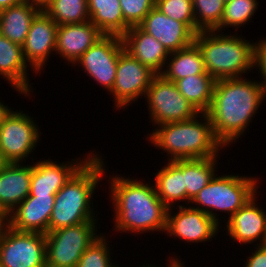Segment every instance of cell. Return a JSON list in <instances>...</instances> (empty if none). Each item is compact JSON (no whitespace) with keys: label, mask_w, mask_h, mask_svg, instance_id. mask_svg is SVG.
Listing matches in <instances>:
<instances>
[{"label":"cell","mask_w":266,"mask_h":267,"mask_svg":"<svg viewBox=\"0 0 266 267\" xmlns=\"http://www.w3.org/2000/svg\"><path fill=\"white\" fill-rule=\"evenodd\" d=\"M265 100V89L259 80L242 77L215 81L206 114L224 147H232L231 144L243 136Z\"/></svg>","instance_id":"obj_1"},{"label":"cell","mask_w":266,"mask_h":267,"mask_svg":"<svg viewBox=\"0 0 266 267\" xmlns=\"http://www.w3.org/2000/svg\"><path fill=\"white\" fill-rule=\"evenodd\" d=\"M108 179L115 232L165 233L168 207L158 197L154 184L114 173Z\"/></svg>","instance_id":"obj_2"},{"label":"cell","mask_w":266,"mask_h":267,"mask_svg":"<svg viewBox=\"0 0 266 267\" xmlns=\"http://www.w3.org/2000/svg\"><path fill=\"white\" fill-rule=\"evenodd\" d=\"M104 163L102 154L95 152L55 194L48 232L97 221L92 199L100 180L106 176L108 169Z\"/></svg>","instance_id":"obj_3"},{"label":"cell","mask_w":266,"mask_h":267,"mask_svg":"<svg viewBox=\"0 0 266 267\" xmlns=\"http://www.w3.org/2000/svg\"><path fill=\"white\" fill-rule=\"evenodd\" d=\"M148 135L151 145L167 153V161L216 157L220 156V150L226 149L216 138L206 113H199L189 120L155 126Z\"/></svg>","instance_id":"obj_4"},{"label":"cell","mask_w":266,"mask_h":267,"mask_svg":"<svg viewBox=\"0 0 266 267\" xmlns=\"http://www.w3.org/2000/svg\"><path fill=\"white\" fill-rule=\"evenodd\" d=\"M222 33L199 31L195 35L194 42L202 53L206 72L215 80H221L242 78L254 71L255 42L243 39L244 36Z\"/></svg>","instance_id":"obj_5"},{"label":"cell","mask_w":266,"mask_h":267,"mask_svg":"<svg viewBox=\"0 0 266 267\" xmlns=\"http://www.w3.org/2000/svg\"><path fill=\"white\" fill-rule=\"evenodd\" d=\"M259 178L233 174L215 175L193 198L191 205L205 212L219 225L220 213H228L229 219L238 209L244 206L255 194L259 193ZM218 214V215H217Z\"/></svg>","instance_id":"obj_6"},{"label":"cell","mask_w":266,"mask_h":267,"mask_svg":"<svg viewBox=\"0 0 266 267\" xmlns=\"http://www.w3.org/2000/svg\"><path fill=\"white\" fill-rule=\"evenodd\" d=\"M97 222L88 221L47 232L46 267H77L85 250L100 236Z\"/></svg>","instance_id":"obj_7"},{"label":"cell","mask_w":266,"mask_h":267,"mask_svg":"<svg viewBox=\"0 0 266 267\" xmlns=\"http://www.w3.org/2000/svg\"><path fill=\"white\" fill-rule=\"evenodd\" d=\"M145 97L153 128L166 123L189 120L199 114L181 95L176 84L161 74L153 78Z\"/></svg>","instance_id":"obj_8"},{"label":"cell","mask_w":266,"mask_h":267,"mask_svg":"<svg viewBox=\"0 0 266 267\" xmlns=\"http://www.w3.org/2000/svg\"><path fill=\"white\" fill-rule=\"evenodd\" d=\"M45 256V234L4 226L0 233V267H46Z\"/></svg>","instance_id":"obj_9"},{"label":"cell","mask_w":266,"mask_h":267,"mask_svg":"<svg viewBox=\"0 0 266 267\" xmlns=\"http://www.w3.org/2000/svg\"><path fill=\"white\" fill-rule=\"evenodd\" d=\"M33 118L13 109L0 125V149L9 163H23L39 145L40 127Z\"/></svg>","instance_id":"obj_10"},{"label":"cell","mask_w":266,"mask_h":267,"mask_svg":"<svg viewBox=\"0 0 266 267\" xmlns=\"http://www.w3.org/2000/svg\"><path fill=\"white\" fill-rule=\"evenodd\" d=\"M157 74L123 50L118 58L115 83L112 90L114 109L127 108L139 98H145L153 78ZM120 108V109H119Z\"/></svg>","instance_id":"obj_11"},{"label":"cell","mask_w":266,"mask_h":267,"mask_svg":"<svg viewBox=\"0 0 266 267\" xmlns=\"http://www.w3.org/2000/svg\"><path fill=\"white\" fill-rule=\"evenodd\" d=\"M124 50L122 38L104 35L93 44L74 64L87 73L99 86L110 92L115 83L118 58Z\"/></svg>","instance_id":"obj_12"},{"label":"cell","mask_w":266,"mask_h":267,"mask_svg":"<svg viewBox=\"0 0 266 267\" xmlns=\"http://www.w3.org/2000/svg\"><path fill=\"white\" fill-rule=\"evenodd\" d=\"M178 208V209H177ZM168 208L165 234L186 243H206L218 235L220 226L209 215L192 206L180 205ZM173 213V214H172ZM177 237V238H176ZM211 239V240H210Z\"/></svg>","instance_id":"obj_13"},{"label":"cell","mask_w":266,"mask_h":267,"mask_svg":"<svg viewBox=\"0 0 266 267\" xmlns=\"http://www.w3.org/2000/svg\"><path fill=\"white\" fill-rule=\"evenodd\" d=\"M58 25L41 10L32 20L25 43L22 45L23 56L32 73L42 72L55 53ZM48 60V61H47Z\"/></svg>","instance_id":"obj_14"},{"label":"cell","mask_w":266,"mask_h":267,"mask_svg":"<svg viewBox=\"0 0 266 267\" xmlns=\"http://www.w3.org/2000/svg\"><path fill=\"white\" fill-rule=\"evenodd\" d=\"M90 151L87 156L76 158L66 163L46 159L32 164L30 192L28 196H55L70 177L95 153Z\"/></svg>","instance_id":"obj_15"},{"label":"cell","mask_w":266,"mask_h":267,"mask_svg":"<svg viewBox=\"0 0 266 267\" xmlns=\"http://www.w3.org/2000/svg\"><path fill=\"white\" fill-rule=\"evenodd\" d=\"M257 196L255 194L228 220H225L226 236H229L234 242L245 245L258 242L253 245H266V212L263 207L259 208L261 205L257 203Z\"/></svg>","instance_id":"obj_16"},{"label":"cell","mask_w":266,"mask_h":267,"mask_svg":"<svg viewBox=\"0 0 266 267\" xmlns=\"http://www.w3.org/2000/svg\"><path fill=\"white\" fill-rule=\"evenodd\" d=\"M138 27L158 40L168 53L191 45L195 38V34L184 23L167 17L155 6Z\"/></svg>","instance_id":"obj_17"},{"label":"cell","mask_w":266,"mask_h":267,"mask_svg":"<svg viewBox=\"0 0 266 267\" xmlns=\"http://www.w3.org/2000/svg\"><path fill=\"white\" fill-rule=\"evenodd\" d=\"M55 196H27L8 216L7 225L21 232L46 234Z\"/></svg>","instance_id":"obj_18"},{"label":"cell","mask_w":266,"mask_h":267,"mask_svg":"<svg viewBox=\"0 0 266 267\" xmlns=\"http://www.w3.org/2000/svg\"><path fill=\"white\" fill-rule=\"evenodd\" d=\"M104 35L90 20L79 24L59 25L55 54L74 67L77 60Z\"/></svg>","instance_id":"obj_19"},{"label":"cell","mask_w":266,"mask_h":267,"mask_svg":"<svg viewBox=\"0 0 266 267\" xmlns=\"http://www.w3.org/2000/svg\"><path fill=\"white\" fill-rule=\"evenodd\" d=\"M28 67L22 46L0 34V76L11 85L12 90L29 99L33 94V83H30Z\"/></svg>","instance_id":"obj_20"},{"label":"cell","mask_w":266,"mask_h":267,"mask_svg":"<svg viewBox=\"0 0 266 267\" xmlns=\"http://www.w3.org/2000/svg\"><path fill=\"white\" fill-rule=\"evenodd\" d=\"M31 174L32 163H8L0 171V211L5 216L29 195Z\"/></svg>","instance_id":"obj_21"},{"label":"cell","mask_w":266,"mask_h":267,"mask_svg":"<svg viewBox=\"0 0 266 267\" xmlns=\"http://www.w3.org/2000/svg\"><path fill=\"white\" fill-rule=\"evenodd\" d=\"M124 50L156 74H161L169 53L153 36L138 26L131 27L122 37Z\"/></svg>","instance_id":"obj_22"},{"label":"cell","mask_w":266,"mask_h":267,"mask_svg":"<svg viewBox=\"0 0 266 267\" xmlns=\"http://www.w3.org/2000/svg\"><path fill=\"white\" fill-rule=\"evenodd\" d=\"M41 10L39 6L24 1L1 10L0 34L22 46L32 20Z\"/></svg>","instance_id":"obj_23"},{"label":"cell","mask_w":266,"mask_h":267,"mask_svg":"<svg viewBox=\"0 0 266 267\" xmlns=\"http://www.w3.org/2000/svg\"><path fill=\"white\" fill-rule=\"evenodd\" d=\"M165 165L155 173L153 179L156 193L160 200L168 207L182 205L187 202V191L184 172L173 162L166 161ZM180 201V202H179ZM179 202V203H178Z\"/></svg>","instance_id":"obj_24"},{"label":"cell","mask_w":266,"mask_h":267,"mask_svg":"<svg viewBox=\"0 0 266 267\" xmlns=\"http://www.w3.org/2000/svg\"><path fill=\"white\" fill-rule=\"evenodd\" d=\"M90 21L105 35L122 37L131 27L124 21L119 0H87Z\"/></svg>","instance_id":"obj_25"},{"label":"cell","mask_w":266,"mask_h":267,"mask_svg":"<svg viewBox=\"0 0 266 267\" xmlns=\"http://www.w3.org/2000/svg\"><path fill=\"white\" fill-rule=\"evenodd\" d=\"M206 72L202 53L195 42L191 45L169 53L166 65L161 75L172 82Z\"/></svg>","instance_id":"obj_26"},{"label":"cell","mask_w":266,"mask_h":267,"mask_svg":"<svg viewBox=\"0 0 266 267\" xmlns=\"http://www.w3.org/2000/svg\"><path fill=\"white\" fill-rule=\"evenodd\" d=\"M174 160L173 162L184 172V181L187 191V205L216 175L218 170L217 158Z\"/></svg>","instance_id":"obj_27"},{"label":"cell","mask_w":266,"mask_h":267,"mask_svg":"<svg viewBox=\"0 0 266 267\" xmlns=\"http://www.w3.org/2000/svg\"><path fill=\"white\" fill-rule=\"evenodd\" d=\"M215 79L207 72L191 75L175 82L181 95L199 112L206 113L211 105Z\"/></svg>","instance_id":"obj_28"},{"label":"cell","mask_w":266,"mask_h":267,"mask_svg":"<svg viewBox=\"0 0 266 267\" xmlns=\"http://www.w3.org/2000/svg\"><path fill=\"white\" fill-rule=\"evenodd\" d=\"M42 10L56 24H79L90 20L87 0H49Z\"/></svg>","instance_id":"obj_29"},{"label":"cell","mask_w":266,"mask_h":267,"mask_svg":"<svg viewBox=\"0 0 266 267\" xmlns=\"http://www.w3.org/2000/svg\"><path fill=\"white\" fill-rule=\"evenodd\" d=\"M258 6V0H231L225 3L223 17L214 31L222 32L229 27H234V31L239 30L241 26L252 20Z\"/></svg>","instance_id":"obj_30"},{"label":"cell","mask_w":266,"mask_h":267,"mask_svg":"<svg viewBox=\"0 0 266 267\" xmlns=\"http://www.w3.org/2000/svg\"><path fill=\"white\" fill-rule=\"evenodd\" d=\"M195 25L199 31H214L223 17L224 0H192Z\"/></svg>","instance_id":"obj_31"},{"label":"cell","mask_w":266,"mask_h":267,"mask_svg":"<svg viewBox=\"0 0 266 267\" xmlns=\"http://www.w3.org/2000/svg\"><path fill=\"white\" fill-rule=\"evenodd\" d=\"M108 237L104 233L94 240L81 256L77 267H118L119 264L113 263L110 256Z\"/></svg>","instance_id":"obj_32"},{"label":"cell","mask_w":266,"mask_h":267,"mask_svg":"<svg viewBox=\"0 0 266 267\" xmlns=\"http://www.w3.org/2000/svg\"><path fill=\"white\" fill-rule=\"evenodd\" d=\"M155 7L167 17L184 23L195 35L199 32L192 0H155Z\"/></svg>","instance_id":"obj_33"},{"label":"cell","mask_w":266,"mask_h":267,"mask_svg":"<svg viewBox=\"0 0 266 267\" xmlns=\"http://www.w3.org/2000/svg\"><path fill=\"white\" fill-rule=\"evenodd\" d=\"M124 21L130 26H138L155 6V0H119Z\"/></svg>","instance_id":"obj_34"},{"label":"cell","mask_w":266,"mask_h":267,"mask_svg":"<svg viewBox=\"0 0 266 267\" xmlns=\"http://www.w3.org/2000/svg\"><path fill=\"white\" fill-rule=\"evenodd\" d=\"M254 69L260 71L261 75V84L265 89L266 94V38H260L259 41H256L254 44ZM263 78V79H262Z\"/></svg>","instance_id":"obj_35"},{"label":"cell","mask_w":266,"mask_h":267,"mask_svg":"<svg viewBox=\"0 0 266 267\" xmlns=\"http://www.w3.org/2000/svg\"><path fill=\"white\" fill-rule=\"evenodd\" d=\"M254 252L248 256L244 267H266V245L254 247Z\"/></svg>","instance_id":"obj_36"},{"label":"cell","mask_w":266,"mask_h":267,"mask_svg":"<svg viewBox=\"0 0 266 267\" xmlns=\"http://www.w3.org/2000/svg\"><path fill=\"white\" fill-rule=\"evenodd\" d=\"M6 103L0 102V125L4 122L5 118L12 111L10 106L4 105ZM10 107V108H9Z\"/></svg>","instance_id":"obj_37"},{"label":"cell","mask_w":266,"mask_h":267,"mask_svg":"<svg viewBox=\"0 0 266 267\" xmlns=\"http://www.w3.org/2000/svg\"><path fill=\"white\" fill-rule=\"evenodd\" d=\"M174 257L173 258L171 257V259H170V256L168 257L169 259L167 260L168 264H166L167 265L166 267H177L181 262H183L181 261V259L177 258V256H174ZM141 267H158V266L153 265V264H150V265L146 264V265H142Z\"/></svg>","instance_id":"obj_38"},{"label":"cell","mask_w":266,"mask_h":267,"mask_svg":"<svg viewBox=\"0 0 266 267\" xmlns=\"http://www.w3.org/2000/svg\"><path fill=\"white\" fill-rule=\"evenodd\" d=\"M23 2V0H0V11Z\"/></svg>","instance_id":"obj_39"},{"label":"cell","mask_w":266,"mask_h":267,"mask_svg":"<svg viewBox=\"0 0 266 267\" xmlns=\"http://www.w3.org/2000/svg\"><path fill=\"white\" fill-rule=\"evenodd\" d=\"M24 2L35 4L39 6L41 9L48 3L49 0H23Z\"/></svg>","instance_id":"obj_40"},{"label":"cell","mask_w":266,"mask_h":267,"mask_svg":"<svg viewBox=\"0 0 266 267\" xmlns=\"http://www.w3.org/2000/svg\"><path fill=\"white\" fill-rule=\"evenodd\" d=\"M9 162L5 159L1 149H0V171L8 164Z\"/></svg>","instance_id":"obj_41"},{"label":"cell","mask_w":266,"mask_h":267,"mask_svg":"<svg viewBox=\"0 0 266 267\" xmlns=\"http://www.w3.org/2000/svg\"><path fill=\"white\" fill-rule=\"evenodd\" d=\"M6 224H7L6 217H0V233Z\"/></svg>","instance_id":"obj_42"},{"label":"cell","mask_w":266,"mask_h":267,"mask_svg":"<svg viewBox=\"0 0 266 267\" xmlns=\"http://www.w3.org/2000/svg\"><path fill=\"white\" fill-rule=\"evenodd\" d=\"M177 267H185V264L181 262Z\"/></svg>","instance_id":"obj_43"},{"label":"cell","mask_w":266,"mask_h":267,"mask_svg":"<svg viewBox=\"0 0 266 267\" xmlns=\"http://www.w3.org/2000/svg\"><path fill=\"white\" fill-rule=\"evenodd\" d=\"M0 217H6V216L0 211Z\"/></svg>","instance_id":"obj_44"}]
</instances>
